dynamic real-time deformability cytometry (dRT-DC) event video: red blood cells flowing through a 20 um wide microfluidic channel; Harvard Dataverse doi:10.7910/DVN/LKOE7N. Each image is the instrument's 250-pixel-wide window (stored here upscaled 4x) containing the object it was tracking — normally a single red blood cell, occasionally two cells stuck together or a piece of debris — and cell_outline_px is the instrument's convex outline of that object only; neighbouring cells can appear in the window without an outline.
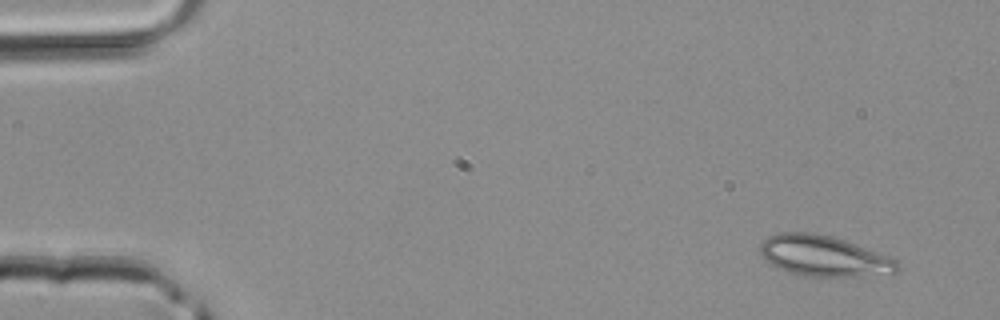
{"species": "common noctule bat (a hibernating species)", "species_latin": "Nyctalus noctula", "temperature_condition": "room temperature", "stored_images_in_passage": 3, "camera_frame_rate_fps": 3000, "um_per_image_px": 0.085, "animal": {"sex": "male", "body_mass_g": 20.4}, "frame": {"image": 1, "passage_image": 1, "time_ms": 0.0, "image_size_px": [1000, 320], "cell_outline_px": [[900, 272], [892, 276], [804, 276], [780, 268], [764, 260], [760, 256], [760, 244], [768, 236], [780, 232], [812, 232], [832, 236], [844, 240], [876, 252], [896, 260], [900, 268]], "centroid_in_image_um": [70.06, 21.77], "position_along_channel_um": 14.9, "area_um2": 32.71}}